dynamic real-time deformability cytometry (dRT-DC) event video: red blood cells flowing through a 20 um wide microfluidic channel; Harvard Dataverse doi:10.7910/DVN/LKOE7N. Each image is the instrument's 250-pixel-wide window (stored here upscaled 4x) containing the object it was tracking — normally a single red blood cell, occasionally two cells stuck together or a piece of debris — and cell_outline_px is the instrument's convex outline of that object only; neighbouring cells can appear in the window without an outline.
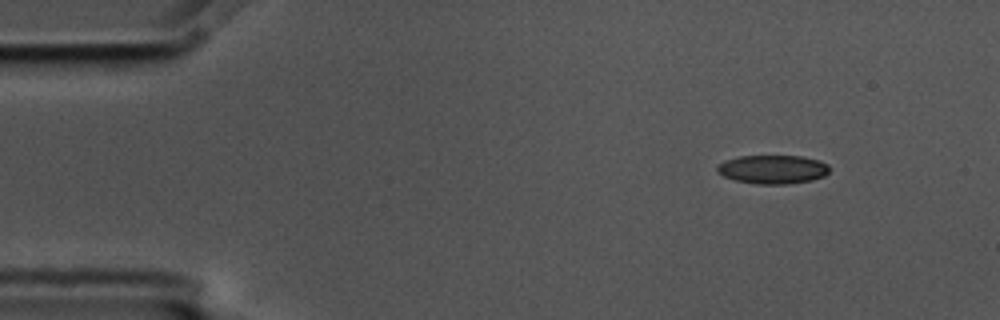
{"species": "common noctule bat (a hibernating species)", "species_latin": "Nyctalus noctula", "temperature_condition": "cold", "stored_images_in_passage": 5, "camera_frame_rate_fps": 3000, "um_per_image_px": 0.085, "animal": {"sex": "male", "body_mass_g": 17.5, "forearm_length_mm": 52.3}, "frame": {"image": 1, "passage_image": 1, "time_ms": 0.0, "image_size_px": [1000, 320], "cell_outline_px": [[828, 172], [824, 176], [812, 180], [788, 184], [756, 184], [736, 180], [724, 176], [716, 172], [716, 168], [724, 160], [740, 156], [804, 156], [820, 160], [828, 164]], "centroid_in_image_um": [65.69, 14.39], "position_along_channel_um": 19.3, "area_um2": 18.84}}
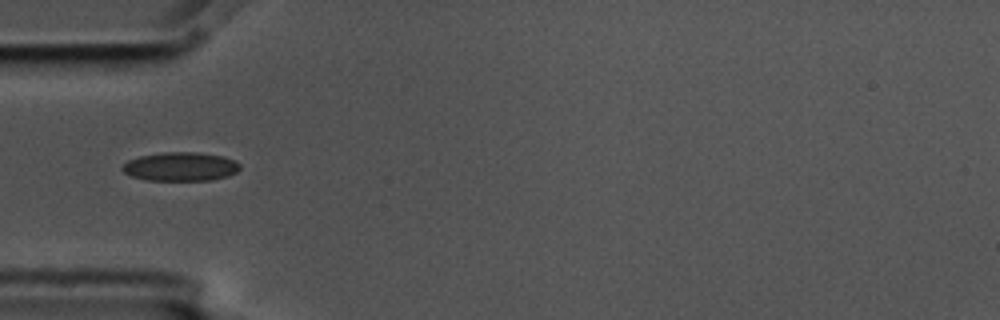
{"frame": {"image": 2, "passage_image": 4, "time_ms": 1.0, "image_size_px": [1000, 320], "cell_outline_px": [[240, 168], [236, 172], [228, 176], [212, 180], [144, 180], [132, 176], [124, 172], [120, 168], [128, 160], [140, 156], [164, 152], [196, 152], [224, 156], [236, 160], [240, 164]], "centroid_in_image_um": [15.36, 14.16], "position_along_channel_um": 69.6, "area_um2": 19.83}}